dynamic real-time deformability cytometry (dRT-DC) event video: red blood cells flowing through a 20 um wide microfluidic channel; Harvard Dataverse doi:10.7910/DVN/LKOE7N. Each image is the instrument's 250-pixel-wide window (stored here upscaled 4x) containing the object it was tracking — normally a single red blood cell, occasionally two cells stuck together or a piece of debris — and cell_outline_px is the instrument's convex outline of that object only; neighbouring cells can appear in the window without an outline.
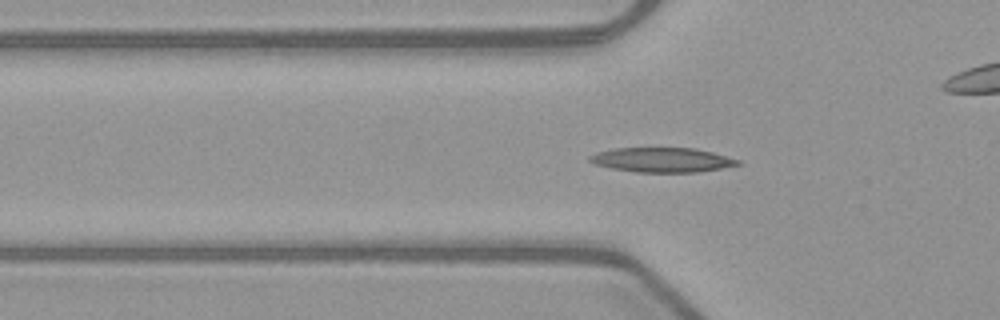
{"species": "common noctule bat (a hibernating species)", "species_latin": "Nyctalus noctula", "temperature_condition": "warm", "stored_images_in_passage": 52, "camera_frame_rate_fps": 3000, "um_per_image_px": 0.085, "animal": {"sex": "female", "body_mass_g": 21.9}, "frame": {"image": 1, "passage_image": 17, "time_ms": 5.333, "image_size_px": [1000, 320], "cell_outline_px": [[744, 164], [696, 172], [636, 172], [612, 168], [596, 164], [588, 160], [588, 156], [596, 152], [616, 148], [696, 148], [712, 152], [740, 160]], "centroid_in_image_um": [56.29, 13.58], "position_along_channel_um": 69.5, "area_um2": 21.15}}
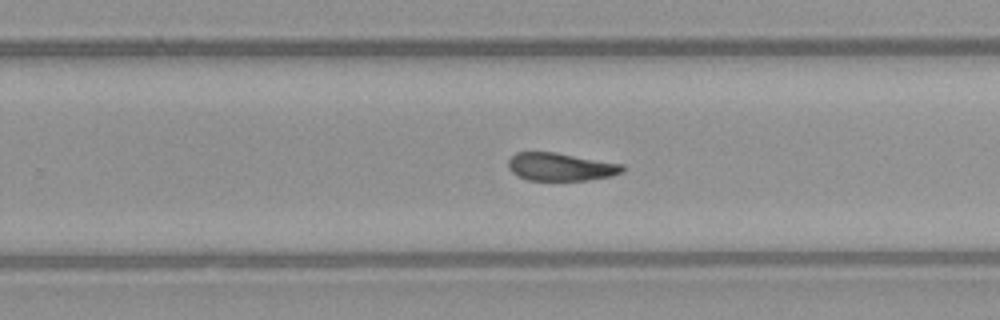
{"frame": {"image": 2, "passage_image": 33, "time_ms": 10.667, "image_size_px": [1000, 320], "cell_outline_px": [[624, 172], [612, 176], [588, 180], [528, 180], [516, 176], [508, 168], [508, 160], [516, 152], [556, 152], [624, 164]], "centroid_in_image_um": [47.66, 14.18], "position_along_channel_um": 282.1, "area_um2": 18.79}}
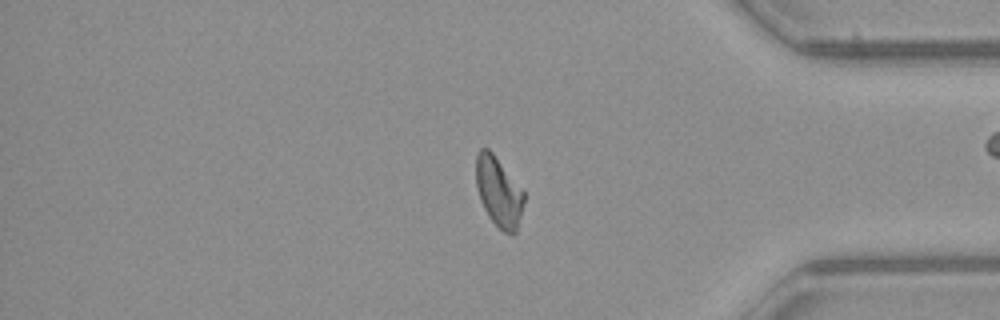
{"frame": {"image": 3, "passage_image": 43, "time_ms": 14.0, "image_size_px": [1000, 320], "cell_outline_px": [[524, 200], [516, 232], [512, 236], [496, 228], [488, 216], [480, 200], [476, 188], [476, 156], [480, 148], [488, 148], [492, 152], [524, 192]], "centroid_in_image_um": [42.36, 16.34], "position_along_channel_um": 392.8, "area_um2": 19.48}, "authors_computed_cell_mechanics": {"area_um2": 19.7098, "velocity_mm_per_s": 3.9776, "shape_relaxation_time_tau1_ms": null, "shape_relaxation_time_tau2_ms": 5.0374, "deformation_change_tau1": null, "deformation_change_tau2": 0.1333}}